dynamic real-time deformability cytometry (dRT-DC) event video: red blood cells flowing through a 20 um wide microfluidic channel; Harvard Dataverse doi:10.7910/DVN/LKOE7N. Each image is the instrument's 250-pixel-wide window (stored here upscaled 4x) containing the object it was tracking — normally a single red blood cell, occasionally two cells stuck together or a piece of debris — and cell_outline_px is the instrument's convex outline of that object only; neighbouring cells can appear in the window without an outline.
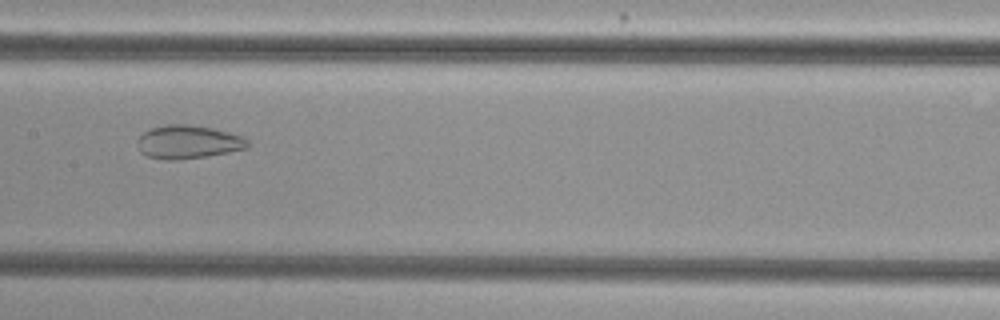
{"species": "common noctule bat (a hibernating species)", "species_latin": "Nyctalus noctula", "temperature_condition": "cold", "stored_images_in_passage": 35, "camera_frame_rate_fps": 3000, "um_per_image_px": 0.085, "animal": {"sex": "female", "body_mass_g": 29.2, "forearm_length_mm": 56.3}, "frame": {"image": 1, "passage_image": 15, "time_ms": 4.667, "image_size_px": [1000, 320], "cell_outline_px": [[252, 144], [248, 148], [228, 152], [204, 156], [172, 160], [168, 160], [148, 156], [140, 152], [136, 144], [136, 140], [144, 132], [152, 128], [164, 124], [188, 124], [212, 128], [228, 132], [240, 136], [248, 140]], "centroid_in_image_um": [15.98, 12.06], "position_along_channel_um": 191.4, "area_um2": 21.39}}
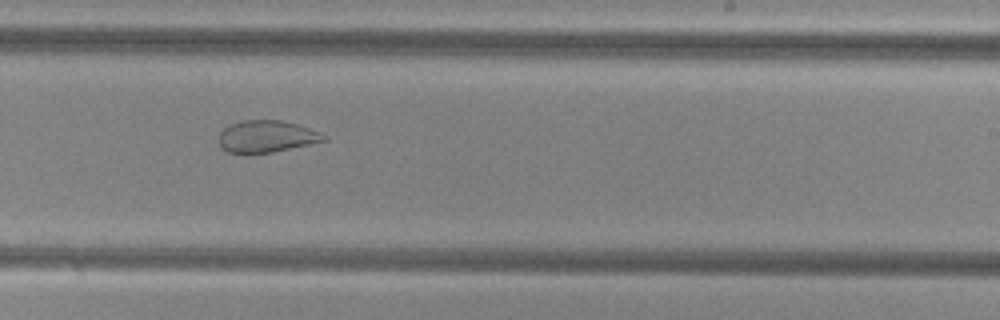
{"frame": {"image": 2, "passage_image": 21, "time_ms": 6.667, "image_size_px": [1000, 320], "cell_outline_px": [[328, 140], [272, 152], [252, 156], [244, 156], [228, 152], [220, 148], [220, 132], [224, 128], [240, 120], [280, 120], [296, 124], [320, 132], [328, 136]], "centroid_in_image_um": [22.62, 11.64], "position_along_channel_um": 266.4, "area_um2": 20.0}}
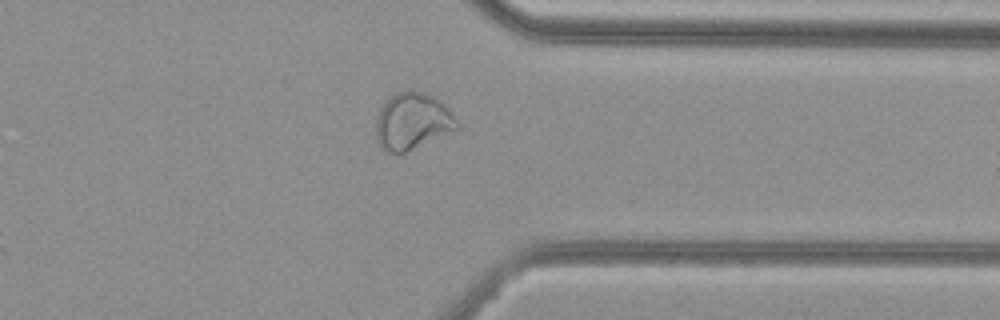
{"frame": {"image": 3, "passage_image": 30, "time_ms": 9.667, "image_size_px": [1000, 320], "cell_outline_px": [[460, 128], [400, 156], [384, 152], [380, 148], [376, 136], [376, 120], [380, 108], [396, 92], [408, 88], [412, 88], [436, 96], [448, 108], [460, 124]], "centroid_in_image_um": [35.06, 10.33], "position_along_channel_um": 376.3, "area_um2": 27.74}, "authors_computed_cell_mechanics": {"area_um2": 24.3338, "velocity_mm_per_s": 3.7581, "shape_relaxation_time_tau1_ms": null, "shape_relaxation_time_tau2_ms": 1.5788, "deformation_change_tau1": null, "deformation_change_tau2": 0.0743}}